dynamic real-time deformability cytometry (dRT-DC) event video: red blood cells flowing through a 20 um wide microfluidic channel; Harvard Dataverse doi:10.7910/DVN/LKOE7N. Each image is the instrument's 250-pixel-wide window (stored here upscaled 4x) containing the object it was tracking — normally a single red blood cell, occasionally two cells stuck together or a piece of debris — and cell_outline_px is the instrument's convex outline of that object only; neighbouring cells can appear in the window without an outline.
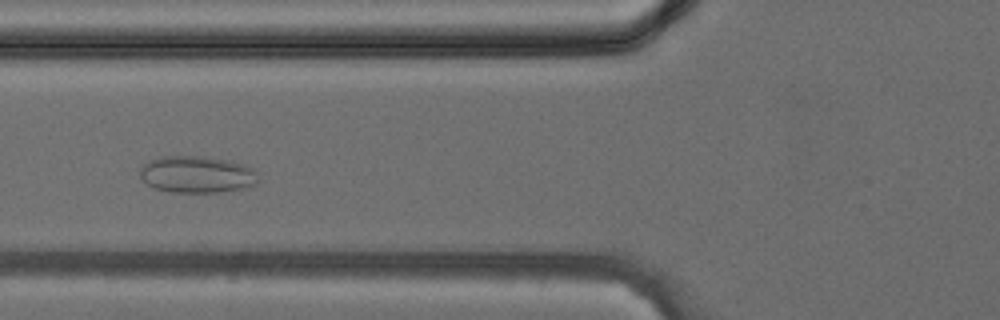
{"species": "common noctule bat (a hibernating species)", "species_latin": "Nyctalus noctula", "temperature_condition": "cold", "stored_images_in_passage": 36, "camera_frame_rate_fps": 3000, "um_per_image_px": 0.085, "animal": {"sex": "female", "body_mass_g": 24.6, "forearm_length_mm": 56.2}, "frame": {"image": 1, "passage_image": 11, "time_ms": 3.333, "image_size_px": [1000, 320], "cell_outline_px": [[256, 184], [240, 188], [220, 192], [172, 192], [156, 188], [148, 184], [140, 176], [140, 168], [148, 160], [160, 156], [204, 156], [228, 160], [244, 164], [252, 168], [256, 172]], "centroid_in_image_um": [16.71, 14.81], "position_along_channel_um": 109.1, "area_um2": 25.26}}